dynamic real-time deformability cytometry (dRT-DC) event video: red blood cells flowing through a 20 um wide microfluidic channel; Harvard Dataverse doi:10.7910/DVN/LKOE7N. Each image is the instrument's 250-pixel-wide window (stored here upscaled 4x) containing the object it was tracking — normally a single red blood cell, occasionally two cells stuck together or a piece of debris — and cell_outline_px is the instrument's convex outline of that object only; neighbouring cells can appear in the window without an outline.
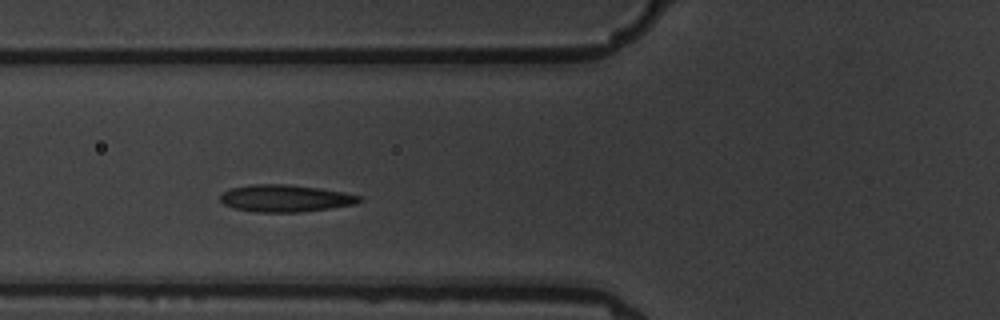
{"species": "common noctule bat (a hibernating species)", "species_latin": "Nyctalus noctula", "temperature_condition": "warm", "stored_images_in_passage": 11, "camera_frame_rate_fps": 3000, "um_per_image_px": 0.085, "animal": {"sex": "male", "body_mass_g": 19.5, "forearm_length_mm": 54.6}, "frame": {"image": 1, "passage_image": 7, "time_ms": 7.667, "image_size_px": [1000, 320], "cell_outline_px": [[364, 200], [356, 204], [300, 212], [256, 212], [232, 208], [224, 204], [220, 200], [220, 196], [228, 188], [252, 184], [292, 184], [320, 188], [344, 192], [364, 196]], "centroid_in_image_um": [24.28, 16.85], "position_along_channel_um": 101.5, "area_um2": 22.25}}
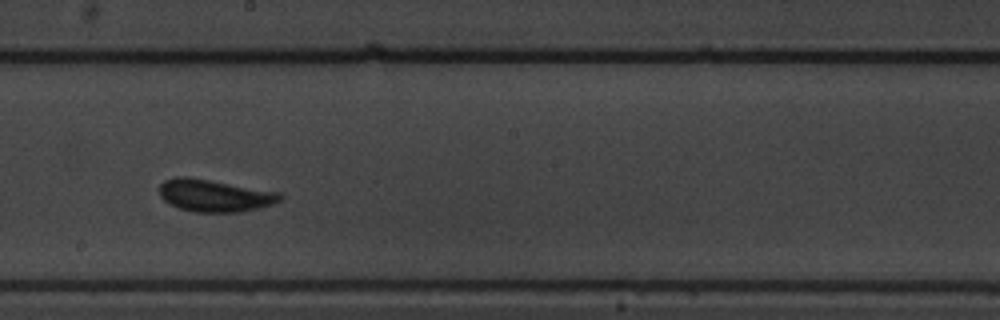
{"frame": {"image": 2, "passage_image": 10, "time_ms": 11.333, "image_size_px": [1000, 320], "cell_outline_px": [[284, 196], [280, 200], [272, 204], [260, 208], [240, 212], [192, 212], [168, 204], [160, 196], [160, 184], [164, 180], [176, 176], [188, 176], [280, 192]], "centroid_in_image_um": [18.23, 16.62], "position_along_channel_um": 230.0, "area_um2": 22.89}}
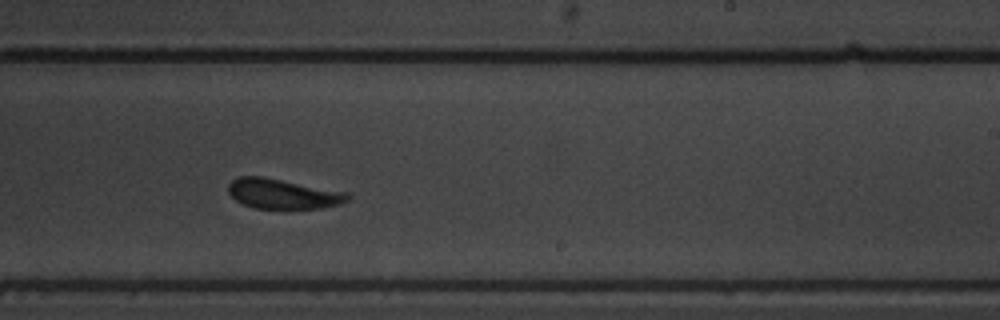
{"frame": {"image": 3, "passage_image": 11, "time_ms": 12.333, "image_size_px": [1000, 320], "cell_outline_px": [[352, 196], [348, 200], [340, 204], [324, 208], [252, 208], [236, 200], [228, 192], [228, 184], [232, 180], [240, 176], [264, 176], [348, 192]], "centroid_in_image_um": [24.07, 16.46], "position_along_channel_um": 264.9, "area_um2": 20.98}}